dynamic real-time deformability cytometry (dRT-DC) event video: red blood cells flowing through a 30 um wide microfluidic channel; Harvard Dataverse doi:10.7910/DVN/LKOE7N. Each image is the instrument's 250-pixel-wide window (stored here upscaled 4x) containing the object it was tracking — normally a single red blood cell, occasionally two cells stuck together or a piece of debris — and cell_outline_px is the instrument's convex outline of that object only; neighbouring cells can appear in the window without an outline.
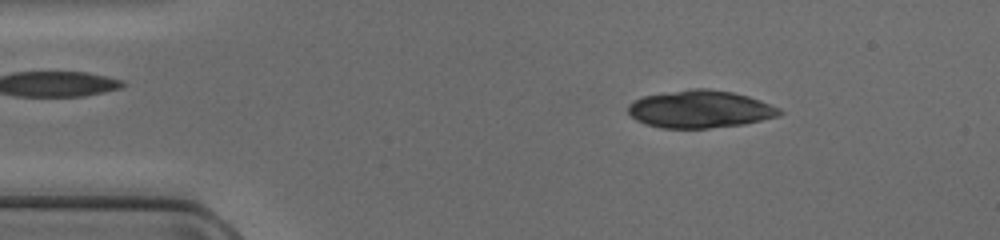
{"species": "common noctule bat (a hibernating species)", "species_latin": "Nyctalus noctula", "temperature_condition": "cold", "stored_images_in_passage": 47, "segment_of_instrument_passage": [1, 2], "camera_frame_rate_fps": 3000, "um_per_image_px": 0.085, "animal": {"sex": "female", "body_mass_g": 17.0, "forearm_length_mm": 48.0}, "frame": {"image": 1, "passage_image": 7, "time_ms": 2.0, "image_size_px": [1000, 240], "cell_outline_px": [[784, 112], [780, 116], [744, 124], [708, 128], [660, 128], [636, 120], [628, 112], [628, 104], [644, 96], [692, 88], [708, 88], [732, 92], [748, 96], [760, 100], [780, 108]], "centroid_in_image_um": [59.54, 9.28], "position_along_channel_um": 25.5, "area_um2": 33.06}}